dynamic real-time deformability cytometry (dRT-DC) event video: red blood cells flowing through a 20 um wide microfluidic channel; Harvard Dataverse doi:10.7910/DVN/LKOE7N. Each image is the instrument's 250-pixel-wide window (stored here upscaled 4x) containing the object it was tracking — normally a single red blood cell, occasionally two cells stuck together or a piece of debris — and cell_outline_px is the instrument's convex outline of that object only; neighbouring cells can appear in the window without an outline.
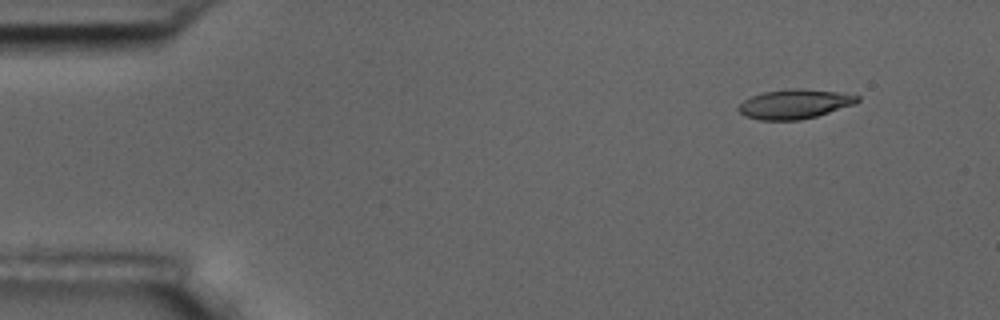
{"species": "common noctule bat (a hibernating species)", "species_latin": "Nyctalus noctula", "temperature_condition": "room temperature", "stored_images_in_passage": 5, "camera_frame_rate_fps": 3000, "um_per_image_px": 0.085, "animal": {"sex": "male", "body_mass_g": 17.5, "forearm_length_mm": 52.3}, "frame": {"image": 1, "passage_image": 2, "time_ms": 1.0, "image_size_px": [1000, 320], "cell_outline_px": [[860, 100], [856, 104], [816, 116], [800, 120], [760, 120], [744, 116], [736, 108], [744, 100], [752, 96], [764, 92], [792, 88], [800, 88], [836, 92], [860, 96]], "centroid_in_image_um": [67.54, 8.85], "position_along_channel_um": 17.5, "area_um2": 20.35}}
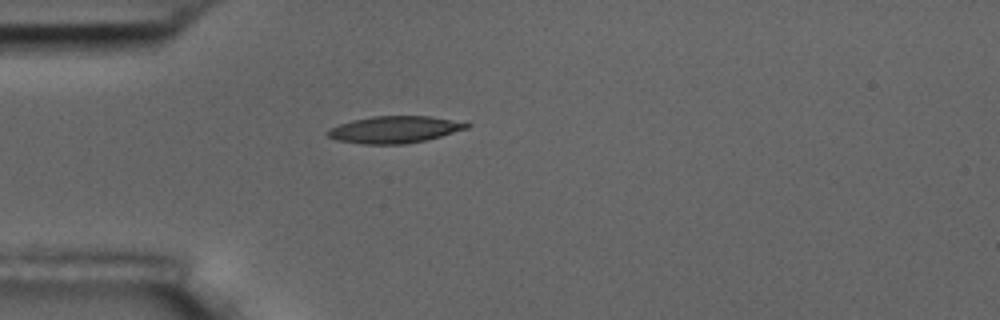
{"frame": {"image": 2, "passage_image": 5, "time_ms": 4.333, "image_size_px": [1000, 320], "cell_outline_px": [[472, 124], [468, 128], [440, 136], [424, 140], [404, 144], [364, 144], [336, 140], [328, 136], [324, 132], [328, 128], [352, 120], [372, 116], [428, 116], [468, 120]], "centroid_in_image_um": [33.59, 10.99], "position_along_channel_um": 51.4, "area_um2": 22.14}}